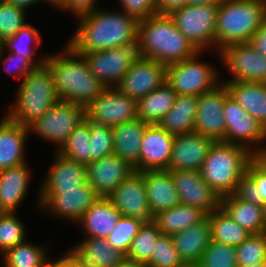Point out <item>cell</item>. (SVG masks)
Listing matches in <instances>:
<instances>
[{"label":"cell","instance_id":"cell-1","mask_svg":"<svg viewBox=\"0 0 266 267\" xmlns=\"http://www.w3.org/2000/svg\"><path fill=\"white\" fill-rule=\"evenodd\" d=\"M99 9L78 18L77 30L67 43L77 54L137 45L135 17Z\"/></svg>","mask_w":266,"mask_h":267},{"label":"cell","instance_id":"cell-2","mask_svg":"<svg viewBox=\"0 0 266 267\" xmlns=\"http://www.w3.org/2000/svg\"><path fill=\"white\" fill-rule=\"evenodd\" d=\"M60 55H48L45 65L52 75L60 101L86 106L107 87L89 70L81 54L68 44Z\"/></svg>","mask_w":266,"mask_h":267},{"label":"cell","instance_id":"cell-3","mask_svg":"<svg viewBox=\"0 0 266 267\" xmlns=\"http://www.w3.org/2000/svg\"><path fill=\"white\" fill-rule=\"evenodd\" d=\"M137 48L140 57L165 66L192 58L199 52L169 14H156L139 20Z\"/></svg>","mask_w":266,"mask_h":267},{"label":"cell","instance_id":"cell-4","mask_svg":"<svg viewBox=\"0 0 266 267\" xmlns=\"http://www.w3.org/2000/svg\"><path fill=\"white\" fill-rule=\"evenodd\" d=\"M255 157L243 146L215 141L202 163L200 174L220 198L231 195Z\"/></svg>","mask_w":266,"mask_h":267},{"label":"cell","instance_id":"cell-5","mask_svg":"<svg viewBox=\"0 0 266 267\" xmlns=\"http://www.w3.org/2000/svg\"><path fill=\"white\" fill-rule=\"evenodd\" d=\"M265 18V1L222 0L217 14L215 47L220 51L230 44L250 42Z\"/></svg>","mask_w":266,"mask_h":267},{"label":"cell","instance_id":"cell-6","mask_svg":"<svg viewBox=\"0 0 266 267\" xmlns=\"http://www.w3.org/2000/svg\"><path fill=\"white\" fill-rule=\"evenodd\" d=\"M60 101L49 68L35 67L20 83L7 117L28 127Z\"/></svg>","mask_w":266,"mask_h":267},{"label":"cell","instance_id":"cell-7","mask_svg":"<svg viewBox=\"0 0 266 267\" xmlns=\"http://www.w3.org/2000/svg\"><path fill=\"white\" fill-rule=\"evenodd\" d=\"M219 4H187L169 15L177 28L199 51L215 46V29Z\"/></svg>","mask_w":266,"mask_h":267},{"label":"cell","instance_id":"cell-8","mask_svg":"<svg viewBox=\"0 0 266 267\" xmlns=\"http://www.w3.org/2000/svg\"><path fill=\"white\" fill-rule=\"evenodd\" d=\"M200 54L166 66V81L177 94L198 97L222 83L211 65L199 61Z\"/></svg>","mask_w":266,"mask_h":267},{"label":"cell","instance_id":"cell-9","mask_svg":"<svg viewBox=\"0 0 266 267\" xmlns=\"http://www.w3.org/2000/svg\"><path fill=\"white\" fill-rule=\"evenodd\" d=\"M223 116L225 119V142L240 145L251 151L255 156H266V147L261 146L266 141V129L250 116L229 93L226 96ZM260 146L251 148L250 144Z\"/></svg>","mask_w":266,"mask_h":267},{"label":"cell","instance_id":"cell-10","mask_svg":"<svg viewBox=\"0 0 266 267\" xmlns=\"http://www.w3.org/2000/svg\"><path fill=\"white\" fill-rule=\"evenodd\" d=\"M86 119V108L71 102L59 101L42 117L36 119L28 130L52 141L58 151L72 131Z\"/></svg>","mask_w":266,"mask_h":267},{"label":"cell","instance_id":"cell-11","mask_svg":"<svg viewBox=\"0 0 266 267\" xmlns=\"http://www.w3.org/2000/svg\"><path fill=\"white\" fill-rule=\"evenodd\" d=\"M89 70L107 87H116L139 57L137 45L82 53Z\"/></svg>","mask_w":266,"mask_h":267},{"label":"cell","instance_id":"cell-12","mask_svg":"<svg viewBox=\"0 0 266 267\" xmlns=\"http://www.w3.org/2000/svg\"><path fill=\"white\" fill-rule=\"evenodd\" d=\"M86 118L114 127L138 118L137 101L122 94L116 87L106 88L86 106Z\"/></svg>","mask_w":266,"mask_h":267},{"label":"cell","instance_id":"cell-13","mask_svg":"<svg viewBox=\"0 0 266 267\" xmlns=\"http://www.w3.org/2000/svg\"><path fill=\"white\" fill-rule=\"evenodd\" d=\"M217 52L222 63L233 74L227 82L266 83V56L259 53L250 42L230 44Z\"/></svg>","mask_w":266,"mask_h":267},{"label":"cell","instance_id":"cell-14","mask_svg":"<svg viewBox=\"0 0 266 267\" xmlns=\"http://www.w3.org/2000/svg\"><path fill=\"white\" fill-rule=\"evenodd\" d=\"M166 82V66L149 58L138 57L116 88L138 101Z\"/></svg>","mask_w":266,"mask_h":267},{"label":"cell","instance_id":"cell-15","mask_svg":"<svg viewBox=\"0 0 266 267\" xmlns=\"http://www.w3.org/2000/svg\"><path fill=\"white\" fill-rule=\"evenodd\" d=\"M227 94L228 88L221 83L214 90L198 96L194 132L214 141L225 142L226 124L223 107Z\"/></svg>","mask_w":266,"mask_h":267},{"label":"cell","instance_id":"cell-16","mask_svg":"<svg viewBox=\"0 0 266 267\" xmlns=\"http://www.w3.org/2000/svg\"><path fill=\"white\" fill-rule=\"evenodd\" d=\"M100 196L86 182L70 190H53L41 203L40 209L46 208L50 214L74 221L76 224Z\"/></svg>","mask_w":266,"mask_h":267},{"label":"cell","instance_id":"cell-17","mask_svg":"<svg viewBox=\"0 0 266 267\" xmlns=\"http://www.w3.org/2000/svg\"><path fill=\"white\" fill-rule=\"evenodd\" d=\"M107 198L121 216L138 218L144 222L153 220L142 172L132 173Z\"/></svg>","mask_w":266,"mask_h":267},{"label":"cell","instance_id":"cell-18","mask_svg":"<svg viewBox=\"0 0 266 267\" xmlns=\"http://www.w3.org/2000/svg\"><path fill=\"white\" fill-rule=\"evenodd\" d=\"M169 171L171 172L181 204L197 207L207 215H210L220 207L221 198L203 180L200 171Z\"/></svg>","mask_w":266,"mask_h":267},{"label":"cell","instance_id":"cell-19","mask_svg":"<svg viewBox=\"0 0 266 267\" xmlns=\"http://www.w3.org/2000/svg\"><path fill=\"white\" fill-rule=\"evenodd\" d=\"M87 182L100 197H108L116 187L135 172L134 167L110 154L86 165Z\"/></svg>","mask_w":266,"mask_h":267},{"label":"cell","instance_id":"cell-20","mask_svg":"<svg viewBox=\"0 0 266 267\" xmlns=\"http://www.w3.org/2000/svg\"><path fill=\"white\" fill-rule=\"evenodd\" d=\"M174 137L158 124H149L141 141L139 172L169 170Z\"/></svg>","mask_w":266,"mask_h":267},{"label":"cell","instance_id":"cell-21","mask_svg":"<svg viewBox=\"0 0 266 267\" xmlns=\"http://www.w3.org/2000/svg\"><path fill=\"white\" fill-rule=\"evenodd\" d=\"M39 189L37 206L53 190H70L84 185L87 182V168L83 163L76 162L60 153L55 154L53 163Z\"/></svg>","mask_w":266,"mask_h":267},{"label":"cell","instance_id":"cell-22","mask_svg":"<svg viewBox=\"0 0 266 267\" xmlns=\"http://www.w3.org/2000/svg\"><path fill=\"white\" fill-rule=\"evenodd\" d=\"M214 142L194 131L175 135L169 170L200 171Z\"/></svg>","mask_w":266,"mask_h":267},{"label":"cell","instance_id":"cell-23","mask_svg":"<svg viewBox=\"0 0 266 267\" xmlns=\"http://www.w3.org/2000/svg\"><path fill=\"white\" fill-rule=\"evenodd\" d=\"M142 173L153 217L180 204L179 194L169 170H146Z\"/></svg>","mask_w":266,"mask_h":267},{"label":"cell","instance_id":"cell-24","mask_svg":"<svg viewBox=\"0 0 266 267\" xmlns=\"http://www.w3.org/2000/svg\"><path fill=\"white\" fill-rule=\"evenodd\" d=\"M28 127L21 126L7 116L0 120V170L26 162L25 144Z\"/></svg>","mask_w":266,"mask_h":267},{"label":"cell","instance_id":"cell-25","mask_svg":"<svg viewBox=\"0 0 266 267\" xmlns=\"http://www.w3.org/2000/svg\"><path fill=\"white\" fill-rule=\"evenodd\" d=\"M28 163L0 170V212H15L24 201L30 181Z\"/></svg>","mask_w":266,"mask_h":267},{"label":"cell","instance_id":"cell-26","mask_svg":"<svg viewBox=\"0 0 266 267\" xmlns=\"http://www.w3.org/2000/svg\"><path fill=\"white\" fill-rule=\"evenodd\" d=\"M148 125L138 117L112 127L114 139L113 153L121 159L128 161L135 171H139L141 141Z\"/></svg>","mask_w":266,"mask_h":267},{"label":"cell","instance_id":"cell-27","mask_svg":"<svg viewBox=\"0 0 266 267\" xmlns=\"http://www.w3.org/2000/svg\"><path fill=\"white\" fill-rule=\"evenodd\" d=\"M70 250L85 267H116L126 254L114 248L106 238L87 237Z\"/></svg>","mask_w":266,"mask_h":267},{"label":"cell","instance_id":"cell-28","mask_svg":"<svg viewBox=\"0 0 266 267\" xmlns=\"http://www.w3.org/2000/svg\"><path fill=\"white\" fill-rule=\"evenodd\" d=\"M229 95L266 129V83L222 82Z\"/></svg>","mask_w":266,"mask_h":267},{"label":"cell","instance_id":"cell-29","mask_svg":"<svg viewBox=\"0 0 266 267\" xmlns=\"http://www.w3.org/2000/svg\"><path fill=\"white\" fill-rule=\"evenodd\" d=\"M175 249L183 262H198L211 242L210 220L192 225L172 235Z\"/></svg>","mask_w":266,"mask_h":267},{"label":"cell","instance_id":"cell-30","mask_svg":"<svg viewBox=\"0 0 266 267\" xmlns=\"http://www.w3.org/2000/svg\"><path fill=\"white\" fill-rule=\"evenodd\" d=\"M120 216L107 197H100L77 223L82 226L86 237L107 238Z\"/></svg>","mask_w":266,"mask_h":267},{"label":"cell","instance_id":"cell-31","mask_svg":"<svg viewBox=\"0 0 266 267\" xmlns=\"http://www.w3.org/2000/svg\"><path fill=\"white\" fill-rule=\"evenodd\" d=\"M220 207L251 234L266 233L264 206L236 199L231 194L221 197Z\"/></svg>","mask_w":266,"mask_h":267},{"label":"cell","instance_id":"cell-32","mask_svg":"<svg viewBox=\"0 0 266 267\" xmlns=\"http://www.w3.org/2000/svg\"><path fill=\"white\" fill-rule=\"evenodd\" d=\"M198 97L177 94L173 107L158 125L168 133L180 135L194 131Z\"/></svg>","mask_w":266,"mask_h":267},{"label":"cell","instance_id":"cell-33","mask_svg":"<svg viewBox=\"0 0 266 267\" xmlns=\"http://www.w3.org/2000/svg\"><path fill=\"white\" fill-rule=\"evenodd\" d=\"M207 214L193 206L179 204L169 210L162 211L153 217L162 234L173 235L186 228L201 223Z\"/></svg>","mask_w":266,"mask_h":267},{"label":"cell","instance_id":"cell-34","mask_svg":"<svg viewBox=\"0 0 266 267\" xmlns=\"http://www.w3.org/2000/svg\"><path fill=\"white\" fill-rule=\"evenodd\" d=\"M177 93L167 81L137 101L138 117L147 124H158L173 107Z\"/></svg>","mask_w":266,"mask_h":267},{"label":"cell","instance_id":"cell-35","mask_svg":"<svg viewBox=\"0 0 266 267\" xmlns=\"http://www.w3.org/2000/svg\"><path fill=\"white\" fill-rule=\"evenodd\" d=\"M207 217L210 220L211 241L237 247L251 234L233 221L221 207Z\"/></svg>","mask_w":266,"mask_h":267},{"label":"cell","instance_id":"cell-36","mask_svg":"<svg viewBox=\"0 0 266 267\" xmlns=\"http://www.w3.org/2000/svg\"><path fill=\"white\" fill-rule=\"evenodd\" d=\"M42 246L23 242L7 250L2 258L4 267H48L50 259Z\"/></svg>","mask_w":266,"mask_h":267},{"label":"cell","instance_id":"cell-37","mask_svg":"<svg viewBox=\"0 0 266 267\" xmlns=\"http://www.w3.org/2000/svg\"><path fill=\"white\" fill-rule=\"evenodd\" d=\"M90 144V120L86 118L72 131L57 152L87 165L90 163Z\"/></svg>","mask_w":266,"mask_h":267},{"label":"cell","instance_id":"cell-38","mask_svg":"<svg viewBox=\"0 0 266 267\" xmlns=\"http://www.w3.org/2000/svg\"><path fill=\"white\" fill-rule=\"evenodd\" d=\"M160 234L161 232L153 220L143 222L138 234L132 241L126 257L138 262L147 263L151 258L156 240Z\"/></svg>","mask_w":266,"mask_h":267},{"label":"cell","instance_id":"cell-39","mask_svg":"<svg viewBox=\"0 0 266 267\" xmlns=\"http://www.w3.org/2000/svg\"><path fill=\"white\" fill-rule=\"evenodd\" d=\"M42 38L35 26L27 23L12 37L3 42V51H8L20 56H27L32 62L36 49L41 44ZM34 42V43H33ZM32 43V44H31ZM36 47V48H31ZM32 49V50H31Z\"/></svg>","mask_w":266,"mask_h":267},{"label":"cell","instance_id":"cell-40","mask_svg":"<svg viewBox=\"0 0 266 267\" xmlns=\"http://www.w3.org/2000/svg\"><path fill=\"white\" fill-rule=\"evenodd\" d=\"M26 229L15 212H0V252L26 241Z\"/></svg>","mask_w":266,"mask_h":267},{"label":"cell","instance_id":"cell-41","mask_svg":"<svg viewBox=\"0 0 266 267\" xmlns=\"http://www.w3.org/2000/svg\"><path fill=\"white\" fill-rule=\"evenodd\" d=\"M144 221L134 217L120 216L116 222L115 228L106 238L107 241L114 247L126 255L130 250L134 237Z\"/></svg>","mask_w":266,"mask_h":267},{"label":"cell","instance_id":"cell-42","mask_svg":"<svg viewBox=\"0 0 266 267\" xmlns=\"http://www.w3.org/2000/svg\"><path fill=\"white\" fill-rule=\"evenodd\" d=\"M238 266H247L266 261V233L250 234L236 247Z\"/></svg>","mask_w":266,"mask_h":267},{"label":"cell","instance_id":"cell-43","mask_svg":"<svg viewBox=\"0 0 266 267\" xmlns=\"http://www.w3.org/2000/svg\"><path fill=\"white\" fill-rule=\"evenodd\" d=\"M172 235L160 234L156 240L151 258L146 263L150 267H177L182 263Z\"/></svg>","mask_w":266,"mask_h":267},{"label":"cell","instance_id":"cell-44","mask_svg":"<svg viewBox=\"0 0 266 267\" xmlns=\"http://www.w3.org/2000/svg\"><path fill=\"white\" fill-rule=\"evenodd\" d=\"M90 162L113 154L114 139L112 127L90 121Z\"/></svg>","mask_w":266,"mask_h":267},{"label":"cell","instance_id":"cell-45","mask_svg":"<svg viewBox=\"0 0 266 267\" xmlns=\"http://www.w3.org/2000/svg\"><path fill=\"white\" fill-rule=\"evenodd\" d=\"M25 17V10L0 0V40L4 42L25 26L28 23Z\"/></svg>","mask_w":266,"mask_h":267},{"label":"cell","instance_id":"cell-46","mask_svg":"<svg viewBox=\"0 0 266 267\" xmlns=\"http://www.w3.org/2000/svg\"><path fill=\"white\" fill-rule=\"evenodd\" d=\"M200 262L203 267H238L236 247L211 241Z\"/></svg>","mask_w":266,"mask_h":267},{"label":"cell","instance_id":"cell-47","mask_svg":"<svg viewBox=\"0 0 266 267\" xmlns=\"http://www.w3.org/2000/svg\"><path fill=\"white\" fill-rule=\"evenodd\" d=\"M46 58L47 56L36 60L37 62H32L27 56H20L19 54L9 52V55L3 58V63L8 74L13 75L17 79L22 78L21 80H23L35 67L45 64ZM13 72L16 74L14 75Z\"/></svg>","mask_w":266,"mask_h":267},{"label":"cell","instance_id":"cell-48","mask_svg":"<svg viewBox=\"0 0 266 267\" xmlns=\"http://www.w3.org/2000/svg\"><path fill=\"white\" fill-rule=\"evenodd\" d=\"M232 195L236 199L264 206V200L258 192L256 182L247 173H245L236 184Z\"/></svg>","mask_w":266,"mask_h":267},{"label":"cell","instance_id":"cell-49","mask_svg":"<svg viewBox=\"0 0 266 267\" xmlns=\"http://www.w3.org/2000/svg\"><path fill=\"white\" fill-rule=\"evenodd\" d=\"M123 12L138 21L157 14L156 0H119Z\"/></svg>","mask_w":266,"mask_h":267},{"label":"cell","instance_id":"cell-50","mask_svg":"<svg viewBox=\"0 0 266 267\" xmlns=\"http://www.w3.org/2000/svg\"><path fill=\"white\" fill-rule=\"evenodd\" d=\"M255 182L259 194L266 204V156H256L248 165L246 172Z\"/></svg>","mask_w":266,"mask_h":267},{"label":"cell","instance_id":"cell-51","mask_svg":"<svg viewBox=\"0 0 266 267\" xmlns=\"http://www.w3.org/2000/svg\"><path fill=\"white\" fill-rule=\"evenodd\" d=\"M96 2L97 0H64L58 9L70 11L80 18L96 11L98 9Z\"/></svg>","mask_w":266,"mask_h":267},{"label":"cell","instance_id":"cell-52","mask_svg":"<svg viewBox=\"0 0 266 267\" xmlns=\"http://www.w3.org/2000/svg\"><path fill=\"white\" fill-rule=\"evenodd\" d=\"M48 267H85L81 260L69 249L57 261H49Z\"/></svg>","mask_w":266,"mask_h":267},{"label":"cell","instance_id":"cell-53","mask_svg":"<svg viewBox=\"0 0 266 267\" xmlns=\"http://www.w3.org/2000/svg\"><path fill=\"white\" fill-rule=\"evenodd\" d=\"M250 43L259 53L266 56V18L251 37Z\"/></svg>","mask_w":266,"mask_h":267},{"label":"cell","instance_id":"cell-54","mask_svg":"<svg viewBox=\"0 0 266 267\" xmlns=\"http://www.w3.org/2000/svg\"><path fill=\"white\" fill-rule=\"evenodd\" d=\"M188 4V0H156L157 14H170Z\"/></svg>","mask_w":266,"mask_h":267},{"label":"cell","instance_id":"cell-55","mask_svg":"<svg viewBox=\"0 0 266 267\" xmlns=\"http://www.w3.org/2000/svg\"><path fill=\"white\" fill-rule=\"evenodd\" d=\"M4 1L9 2L14 6H17L18 8L26 10L31 5L36 4L39 1L41 2L43 0H4Z\"/></svg>","mask_w":266,"mask_h":267},{"label":"cell","instance_id":"cell-56","mask_svg":"<svg viewBox=\"0 0 266 267\" xmlns=\"http://www.w3.org/2000/svg\"><path fill=\"white\" fill-rule=\"evenodd\" d=\"M116 267H150V266L147 265L146 263L138 262L136 260H132L126 257Z\"/></svg>","mask_w":266,"mask_h":267},{"label":"cell","instance_id":"cell-57","mask_svg":"<svg viewBox=\"0 0 266 267\" xmlns=\"http://www.w3.org/2000/svg\"><path fill=\"white\" fill-rule=\"evenodd\" d=\"M222 0H188L191 5L219 4Z\"/></svg>","mask_w":266,"mask_h":267},{"label":"cell","instance_id":"cell-58","mask_svg":"<svg viewBox=\"0 0 266 267\" xmlns=\"http://www.w3.org/2000/svg\"><path fill=\"white\" fill-rule=\"evenodd\" d=\"M177 267H203V265L200 261H198V262H182Z\"/></svg>","mask_w":266,"mask_h":267},{"label":"cell","instance_id":"cell-59","mask_svg":"<svg viewBox=\"0 0 266 267\" xmlns=\"http://www.w3.org/2000/svg\"><path fill=\"white\" fill-rule=\"evenodd\" d=\"M43 1H46V2L50 3V5L52 4L55 7L59 8L62 5L64 0H43Z\"/></svg>","mask_w":266,"mask_h":267},{"label":"cell","instance_id":"cell-60","mask_svg":"<svg viewBox=\"0 0 266 267\" xmlns=\"http://www.w3.org/2000/svg\"><path fill=\"white\" fill-rule=\"evenodd\" d=\"M238 267H266V261H263L261 263H255V264H252V265L238 266Z\"/></svg>","mask_w":266,"mask_h":267},{"label":"cell","instance_id":"cell-61","mask_svg":"<svg viewBox=\"0 0 266 267\" xmlns=\"http://www.w3.org/2000/svg\"><path fill=\"white\" fill-rule=\"evenodd\" d=\"M2 54H3V42L0 40V59ZM0 62H2V60Z\"/></svg>","mask_w":266,"mask_h":267},{"label":"cell","instance_id":"cell-62","mask_svg":"<svg viewBox=\"0 0 266 267\" xmlns=\"http://www.w3.org/2000/svg\"><path fill=\"white\" fill-rule=\"evenodd\" d=\"M264 212H265V221H266V204L264 206Z\"/></svg>","mask_w":266,"mask_h":267}]
</instances>
